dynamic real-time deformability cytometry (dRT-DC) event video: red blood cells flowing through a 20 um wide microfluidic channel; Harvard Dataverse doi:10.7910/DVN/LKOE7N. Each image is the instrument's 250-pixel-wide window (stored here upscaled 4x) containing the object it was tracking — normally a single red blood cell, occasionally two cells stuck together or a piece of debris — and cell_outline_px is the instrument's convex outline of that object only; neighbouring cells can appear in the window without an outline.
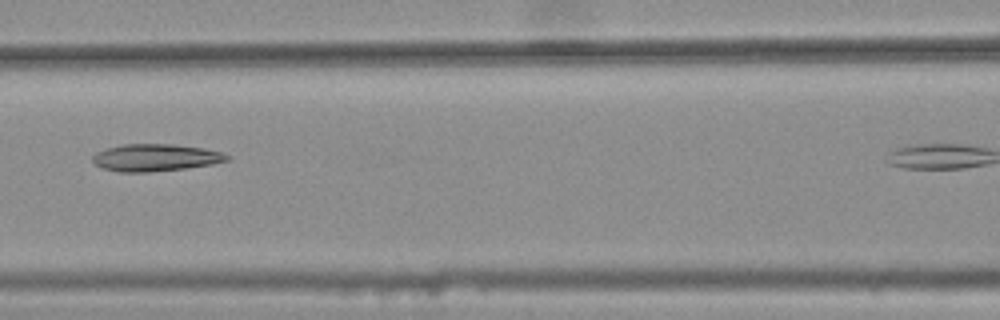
{"species": "common noctule bat (a hibernating species)", "species_latin": "Nyctalus noctula", "temperature_condition": "warm", "stored_images_in_passage": 7, "camera_frame_rate_fps": 3000, "um_per_image_px": 0.085, "animal": {"sex": "female", "body_mass_g": 25.1}, "frame": {"image": 1, "passage_image": 5, "time_ms": 1.333, "image_size_px": [1000, 320], "cell_outline_px": [[228, 160], [212, 164], [184, 168], [148, 172], [120, 172], [104, 168], [96, 164], [92, 160], [92, 156], [96, 152], [108, 148], [124, 144], [172, 144], [204, 148], [220, 152], [228, 156]], "centroid_in_image_um": [13.19, 13.39], "position_along_channel_um": 153.4, "area_um2": 20.98}}
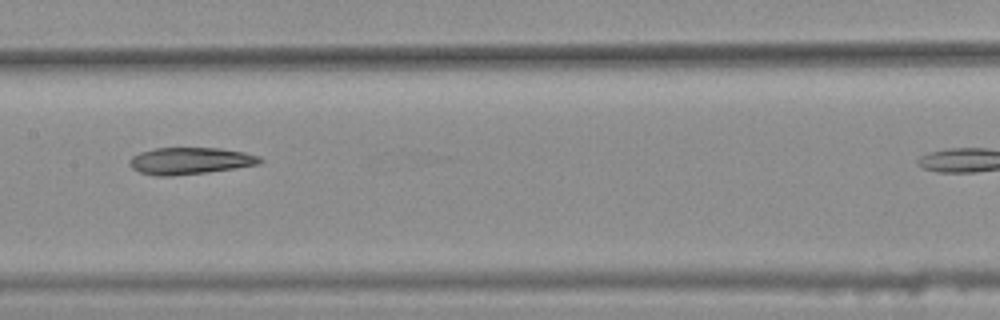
{"frame": {"image": 2, "passage_image": 6, "time_ms": 1.667, "image_size_px": [1000, 320], "cell_outline_px": [[264, 160], [260, 164], [236, 168], [208, 172], [172, 176], [156, 176], [140, 172], [132, 168], [128, 164], [128, 160], [132, 156], [140, 152], [156, 148], [220, 148], [244, 152], [260, 156]], "centroid_in_image_um": [16.16, 13.67], "position_along_channel_um": 191.2, "area_um2": 20.58}}